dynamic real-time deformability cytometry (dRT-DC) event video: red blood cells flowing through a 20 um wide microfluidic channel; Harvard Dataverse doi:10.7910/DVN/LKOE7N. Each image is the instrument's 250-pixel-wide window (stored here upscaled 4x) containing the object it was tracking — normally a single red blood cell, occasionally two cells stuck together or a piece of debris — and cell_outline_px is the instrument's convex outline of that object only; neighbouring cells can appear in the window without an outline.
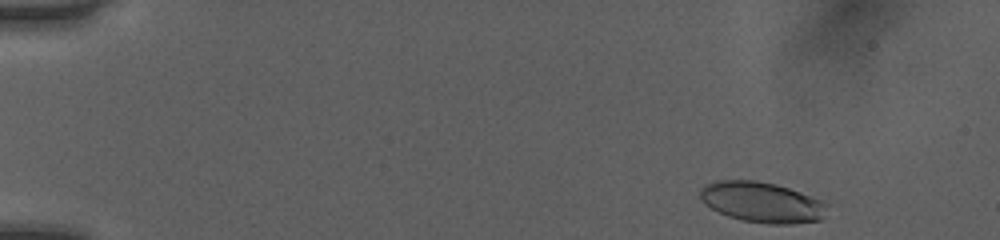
{"species": "human", "species_latin": "Homo sapiens", "temperature_condition": "room temperature", "stored_images_in_passage": 47, "camera_frame_rate_fps": 3000, "um_per_image_px": 0.085, "donor": {"sex": "female"}, "frame": {"image": 1, "passage_image": 2, "time_ms": 0.333, "image_size_px": [1000, 240], "cell_outline_px": [[828, 204], [824, 216], [820, 220], [792, 224], [768, 224], [744, 220], [728, 216], [704, 204], [700, 200], [700, 188], [704, 184], [716, 180], [756, 180], [776, 184], [800, 192], [820, 200]], "centroid_in_image_um": [64.74, 17.18], "position_along_channel_um": 20.3, "area_um2": 30.0}}
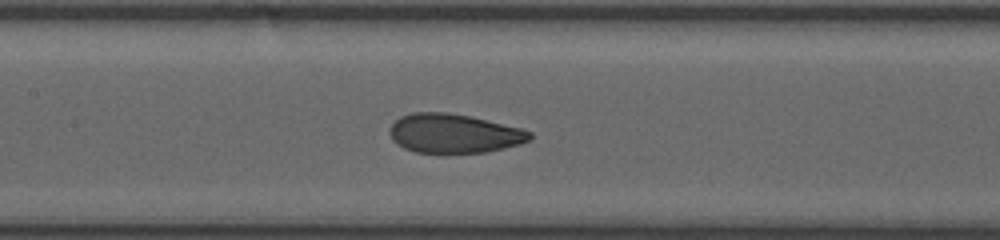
{"frame": {"image": 2, "passage_image": 22, "time_ms": 7.0, "image_size_px": [1000, 240], "cell_outline_px": [[532, 140], [520, 144], [504, 148], [484, 152], [416, 152], [404, 148], [396, 144], [392, 140], [388, 132], [392, 124], [400, 116], [412, 112], [448, 112], [472, 116], [520, 128], [532, 132]], "centroid_in_image_um": [38.58, 11.33], "position_along_channel_um": 168.8, "area_um2": 32.02}}
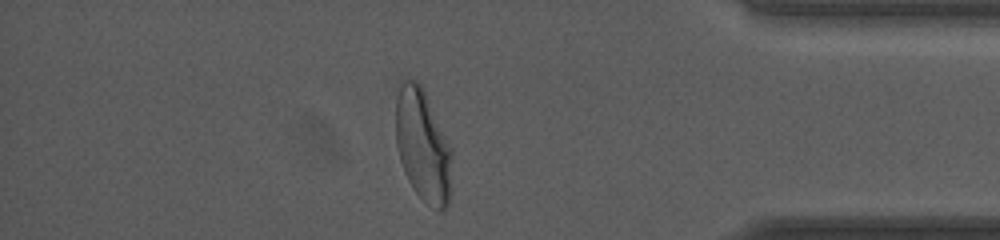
{"frame": {"image": 3, "passage_image": 41, "time_ms": 13.333, "image_size_px": [1000, 240], "cell_outline_px": [[452, 156], [448, 204], [440, 212], [428, 204], [412, 188], [404, 172], [400, 160], [396, 144], [396, 80], [416, 80], [424, 88], [452, 148]], "centroid_in_image_um": [35.92, 12.29], "position_along_channel_um": 399.3, "area_um2": 37.22}, "authors_computed_cell_mechanics": {"area_um2": 32.4836, "velocity_mm_per_s": 4.0519, "shape_relaxation_time_tau1_ms": 4.372, "shape_relaxation_time_tau2_ms": 0.7583, "deformation_change_tau1": 0.1863, "deformation_change_tau2": 0.0585}}